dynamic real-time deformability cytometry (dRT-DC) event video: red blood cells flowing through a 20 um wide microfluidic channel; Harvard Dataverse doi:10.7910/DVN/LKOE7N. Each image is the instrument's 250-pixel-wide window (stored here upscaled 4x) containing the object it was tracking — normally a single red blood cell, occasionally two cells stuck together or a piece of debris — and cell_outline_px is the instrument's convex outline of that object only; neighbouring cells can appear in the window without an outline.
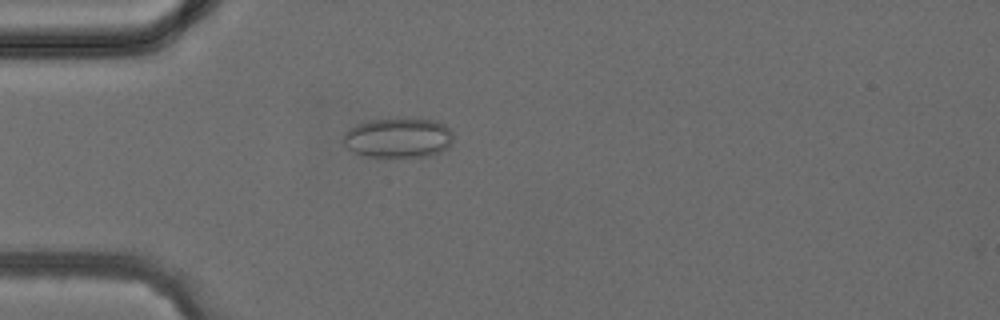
{"species": "common noctule bat (a hibernating species)", "species_latin": "Nyctalus noctula", "temperature_condition": "cold", "stored_images_in_passage": 42, "camera_frame_rate_fps": 3000, "um_per_image_px": 0.085, "animal": {"sex": "female", "body_mass_g": 24.6, "forearm_length_mm": 56.2}, "frame": {"image": 1, "passage_image": 12, "time_ms": 3.667, "image_size_px": [1000, 320], "cell_outline_px": [[452, 140], [448, 148], [432, 156], [368, 156], [356, 152], [348, 148], [344, 144], [344, 132], [348, 128], [356, 124], [372, 120], [396, 116], [408, 116], [432, 120], [444, 124], [452, 132]], "centroid_in_image_um": [33.87, 11.66], "position_along_channel_um": 51.1, "area_um2": 26.01}}
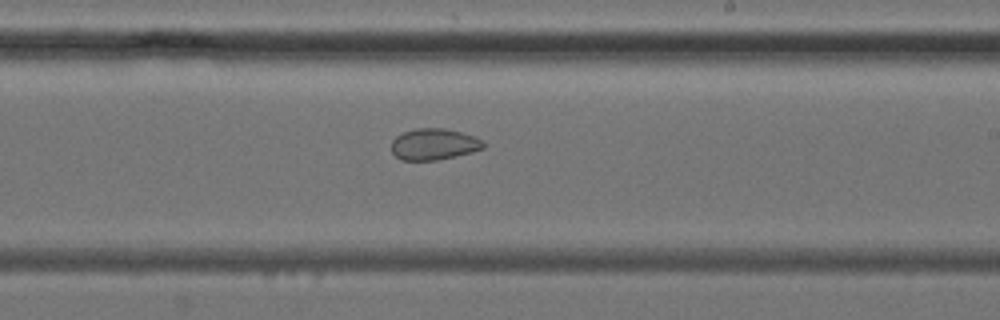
{"frame": {"image": 2, "passage_image": 25, "time_ms": 8.0, "image_size_px": [1000, 320], "cell_outline_px": [[484, 148], [472, 152], [436, 160], [400, 160], [392, 152], [392, 140], [396, 136], [404, 132], [416, 128], [444, 128], [476, 136], [484, 140]], "centroid_in_image_um": [36.89, 12.25], "position_along_channel_um": 252.1, "area_um2": 16.82}}
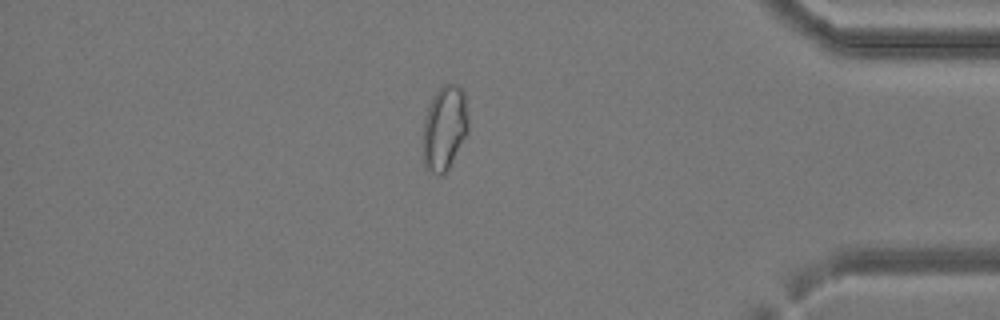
{"frame": {"image": 3, "passage_image": 36, "time_ms": 11.667, "image_size_px": [1000, 320], "cell_outline_px": [[468, 132], [448, 168], [440, 176], [424, 168], [424, 116], [428, 104], [436, 92], [444, 84], [460, 84], [464, 92], [468, 116]], "centroid_in_image_um": [37.79, 10.84], "position_along_channel_um": 397.4, "area_um2": 22.31}}